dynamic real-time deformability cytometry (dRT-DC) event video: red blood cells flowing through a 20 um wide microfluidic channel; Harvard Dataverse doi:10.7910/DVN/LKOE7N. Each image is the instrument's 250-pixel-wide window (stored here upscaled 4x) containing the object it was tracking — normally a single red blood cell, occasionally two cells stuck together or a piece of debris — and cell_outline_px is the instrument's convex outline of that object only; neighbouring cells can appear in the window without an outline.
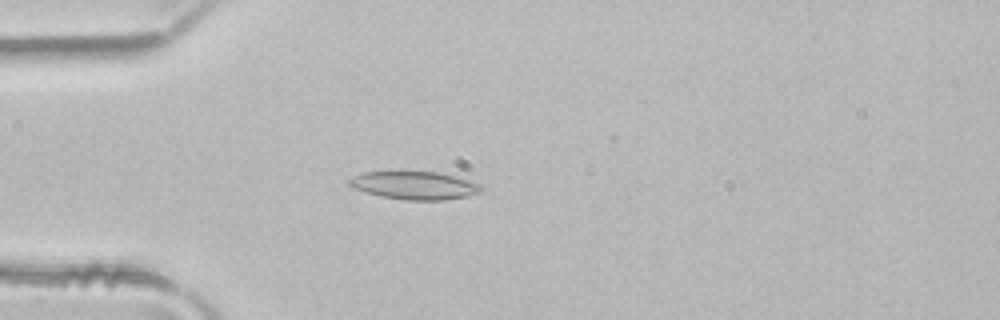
{"species": "common noctule bat (a hibernating species)", "species_latin": "Nyctalus noctula", "temperature_condition": "room temperature", "stored_images_in_passage": 2, "camera_frame_rate_fps": 3000, "um_per_image_px": 0.085, "animal": {"sex": "male", "body_mass_g": 21.5, "forearm_length_mm": 52.0}, "frame": {"image": 1, "passage_image": 2, "time_ms": 0.333, "image_size_px": [1000, 320], "cell_outline_px": [[484, 192], [468, 196], [444, 200], [408, 200], [384, 196], [368, 192], [356, 188], [348, 184], [348, 180], [352, 176], [364, 172], [440, 172], [480, 184], [484, 188]], "centroid_in_image_um": [35.3, 15.76], "position_along_channel_um": 49.7, "area_um2": 21.27}}